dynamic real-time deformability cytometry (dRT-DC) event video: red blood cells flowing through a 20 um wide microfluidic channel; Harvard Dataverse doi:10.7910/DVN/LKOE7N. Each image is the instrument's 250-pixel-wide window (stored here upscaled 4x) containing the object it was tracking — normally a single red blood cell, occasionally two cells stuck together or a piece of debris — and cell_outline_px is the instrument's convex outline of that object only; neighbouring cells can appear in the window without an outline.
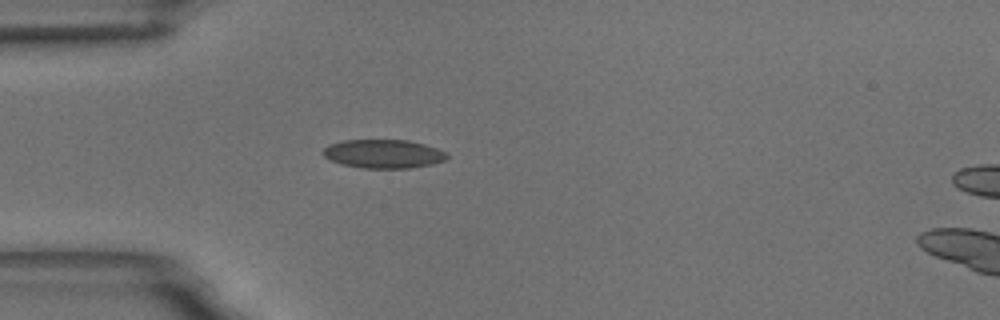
{"species": "common noctule bat (a hibernating species)", "species_latin": "Nyctalus noctula", "temperature_condition": "room temperature", "stored_images_in_passage": 2, "camera_frame_rate_fps": 3000, "um_per_image_px": 0.085, "animal": {"sex": "male", "body_mass_g": 18.8}, "frame": {"image": 1, "passage_image": 1, "time_ms": 0.0, "image_size_px": [1000, 320], "cell_outline_px": [[448, 156], [444, 160], [432, 164], [412, 168], [360, 168], [344, 164], [332, 160], [324, 156], [324, 148], [328, 144], [344, 140], [408, 140], [424, 144], [448, 152]], "centroid_in_image_um": [32.62, 13.07], "position_along_channel_um": 52.4, "area_um2": 20.63}}